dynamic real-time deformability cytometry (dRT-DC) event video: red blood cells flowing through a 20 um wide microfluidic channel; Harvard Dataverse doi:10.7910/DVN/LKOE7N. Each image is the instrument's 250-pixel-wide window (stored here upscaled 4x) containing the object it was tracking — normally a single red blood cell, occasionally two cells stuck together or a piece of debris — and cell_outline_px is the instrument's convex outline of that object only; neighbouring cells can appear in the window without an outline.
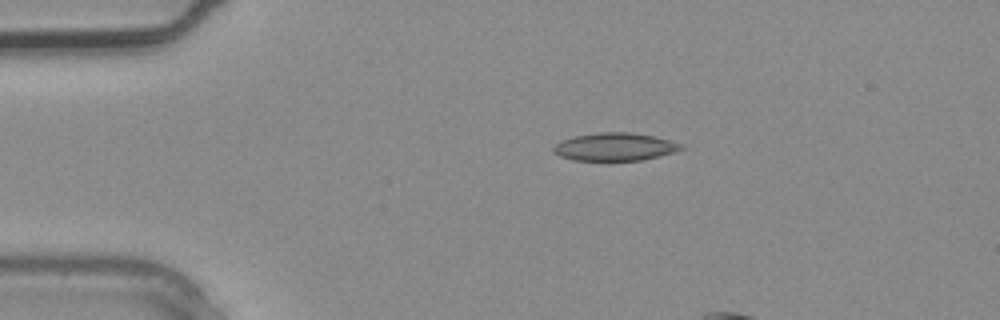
{"species": "common noctule bat (a hibernating species)", "species_latin": "Nyctalus noctula", "temperature_condition": "warm", "stored_images_in_passage": 3, "segment_of_instrument_passage": [1, 2], "camera_frame_rate_fps": 3000, "um_per_image_px": 0.085, "animal": {"sex": "male", "body_mass_g": 20.4}, "frame": {"image": 1, "passage_image": 1, "time_ms": 0.0, "image_size_px": [1000, 320], "cell_outline_px": [[688, 148], [676, 152], [660, 156], [640, 160], [572, 160], [560, 156], [552, 152], [552, 148], [560, 140], [572, 136], [600, 132], [632, 132], [652, 136], [684, 144]], "centroid_in_image_um": [52.28, 12.47], "position_along_channel_um": 32.7, "area_um2": 20.98}}